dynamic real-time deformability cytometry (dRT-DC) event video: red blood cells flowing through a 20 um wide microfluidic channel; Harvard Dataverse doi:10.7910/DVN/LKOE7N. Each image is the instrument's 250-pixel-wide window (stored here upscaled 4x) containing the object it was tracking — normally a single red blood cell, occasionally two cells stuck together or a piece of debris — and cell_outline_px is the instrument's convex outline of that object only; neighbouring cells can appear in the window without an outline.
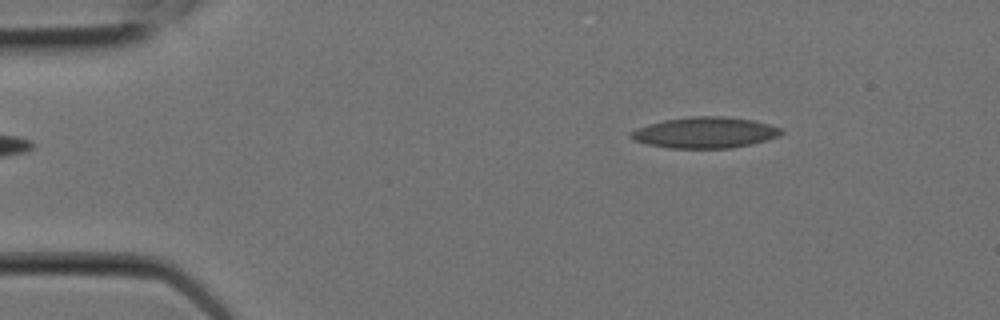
{"species": "Egyptian fruit bat (a non-hibernating species)", "species_latin": "Rousettus aegyptiacus", "temperature_condition": "room temperature", "stored_images_in_passage": 7, "camera_frame_rate_fps": 3000, "um_per_image_px": 0.085, "animal": {"sex": "female"}, "frame": {"image": 1, "passage_image": 2, "time_ms": 0.333, "image_size_px": [1000, 320], "cell_outline_px": [[784, 132], [780, 136], [752, 144], [728, 148], [668, 148], [648, 144], [636, 140], [628, 136], [628, 132], [636, 128], [648, 124], [664, 120], [692, 116], [724, 116], [752, 120], [768, 124], [780, 128]], "centroid_in_image_um": [59.91, 11.27], "position_along_channel_um": 25.1, "area_um2": 27.17}}
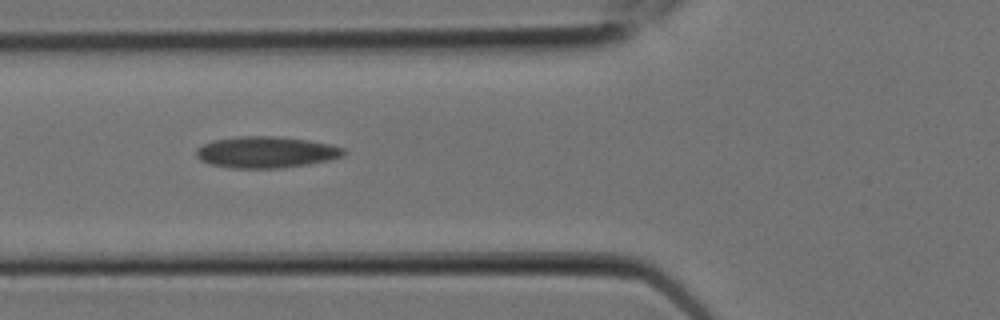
{"frame": {"image": 2, "passage_image": 6, "time_ms": 1.667, "image_size_px": [1000, 320], "cell_outline_px": [[344, 156], [332, 160], [308, 164], [280, 168], [232, 168], [208, 164], [200, 160], [196, 156], [196, 148], [212, 140], [240, 136], [276, 136], [308, 140], [332, 144], [344, 148]], "centroid_in_image_um": [22.62, 12.94], "position_along_channel_um": 103.2, "area_um2": 27.22}}
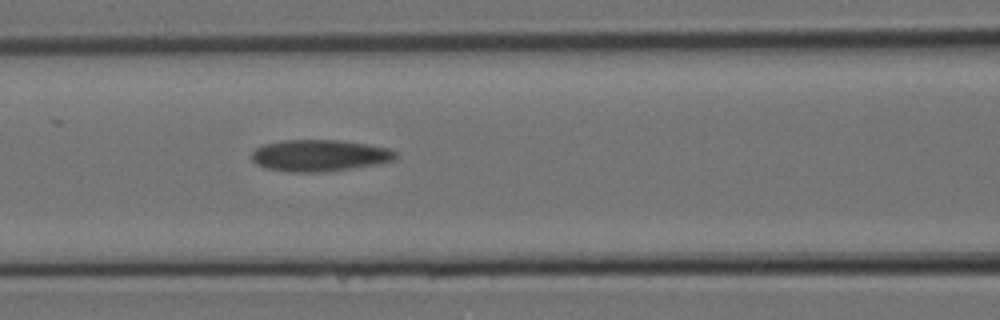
{"frame": {"image": 3, "passage_image": 7, "time_ms": 2.0, "image_size_px": [1000, 320], "cell_outline_px": [[396, 160], [376, 164], [352, 168], [324, 172], [288, 172], [264, 168], [256, 164], [252, 160], [252, 152], [256, 148], [264, 144], [284, 140], [340, 140], [368, 144], [388, 148], [396, 152]], "centroid_in_image_um": [27.15, 13.22], "position_along_channel_um": 139.5, "area_um2": 26.65}}